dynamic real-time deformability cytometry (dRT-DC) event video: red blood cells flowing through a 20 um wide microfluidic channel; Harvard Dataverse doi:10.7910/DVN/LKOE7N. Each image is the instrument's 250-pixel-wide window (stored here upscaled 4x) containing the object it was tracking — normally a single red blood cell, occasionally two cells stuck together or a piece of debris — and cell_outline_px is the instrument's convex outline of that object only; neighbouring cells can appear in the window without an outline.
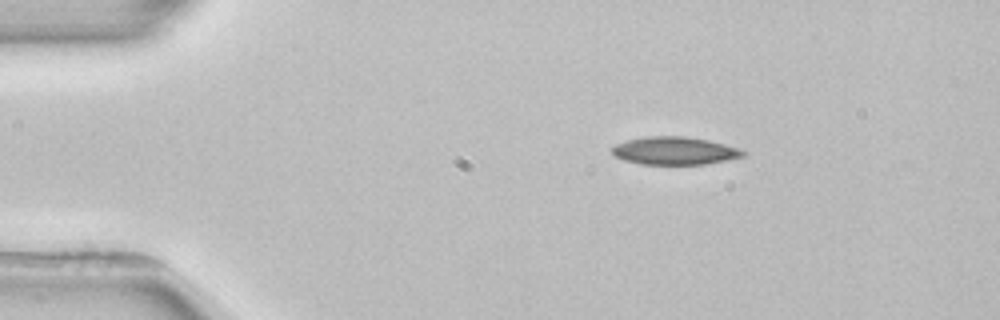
{"species": "common noctule bat (a hibernating species)", "species_latin": "Nyctalus noctula", "temperature_condition": "room temperature", "stored_images_in_passage": 3, "camera_frame_rate_fps": 3000, "um_per_image_px": 0.085, "animal": {"sex": "female", "body_mass_g": 22.7, "forearm_length_mm": 54.2}, "frame": {"image": 1, "passage_image": 1, "time_ms": 0.0, "image_size_px": [1000, 320], "cell_outline_px": [[748, 152], [744, 156], [728, 160], [704, 164], [640, 164], [624, 160], [616, 156], [612, 152], [612, 148], [616, 144], [628, 140], [648, 136], [684, 136], [708, 140], [740, 148]], "centroid_in_image_um": [57.39, 12.81], "position_along_channel_um": 27.6, "area_um2": 21.21}}
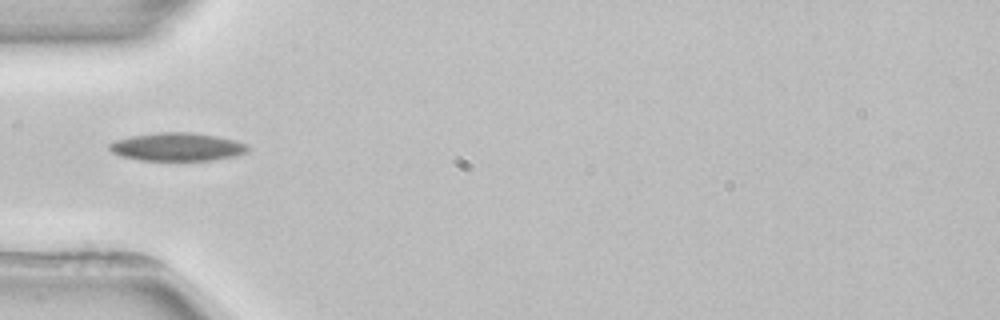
{"frame": {"image": 2, "passage_image": 3, "time_ms": 2.667, "image_size_px": [1000, 320], "cell_outline_px": [[252, 148], [248, 152], [236, 156], [212, 160], [140, 160], [120, 156], [112, 152], [108, 148], [108, 144], [116, 140], [132, 136], [156, 132], [192, 132], [216, 136], [236, 140], [248, 144]], "centroid_in_image_um": [15.11, 12.48], "position_along_channel_um": 69.9, "area_um2": 22.95}}